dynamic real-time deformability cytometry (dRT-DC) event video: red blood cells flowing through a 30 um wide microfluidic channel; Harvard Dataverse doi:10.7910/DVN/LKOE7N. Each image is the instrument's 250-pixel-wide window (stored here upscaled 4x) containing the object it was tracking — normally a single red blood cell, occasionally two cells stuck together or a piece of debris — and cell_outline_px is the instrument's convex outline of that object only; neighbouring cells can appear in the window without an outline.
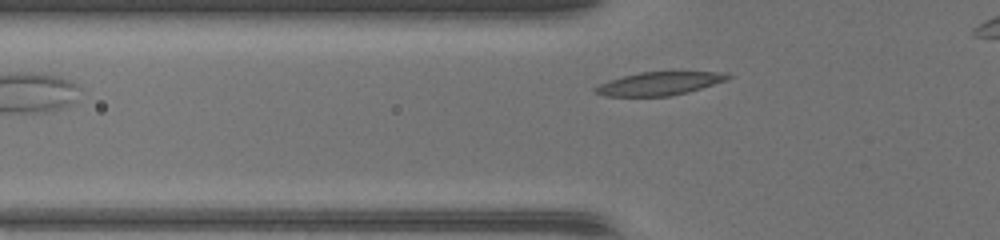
{"species": "common noctule bat (a hibernating species)", "species_latin": "Nyctalus noctula", "temperature_condition": "warm", "stored_images_in_passage": 21, "camera_frame_rate_fps": 3000, "um_per_image_px": 0.085, "animal": {"sex": "female", "body_mass_g": 17.0, "forearm_length_mm": 48.0}, "frame": {"image": 1, "passage_image": 2, "time_ms": 0.333, "image_size_px": [1000, 240], "cell_outline_px": [[732, 76], [724, 80], [700, 88], [668, 96], [608, 96], [592, 92], [592, 88], [600, 84], [624, 76], [640, 72], [712, 72]], "centroid_in_image_um": [55.92, 7.11], "position_along_channel_um": 69.9, "area_um2": 17.28}}
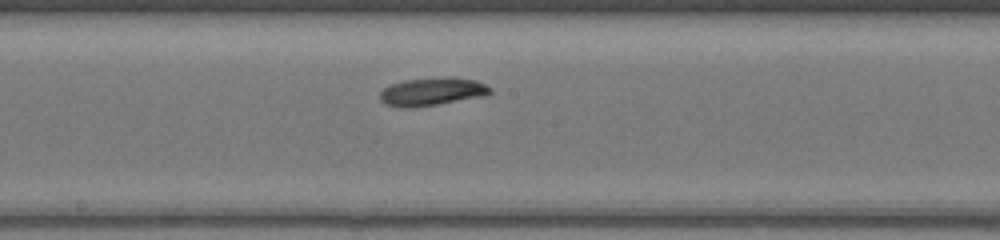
{"frame": {"image": 2, "passage_image": 12, "time_ms": 3.667, "image_size_px": [1000, 240], "cell_outline_px": [[492, 92], [476, 96], [436, 104], [408, 108], [400, 108], [388, 104], [380, 100], [380, 92], [384, 88], [392, 84], [408, 80], [476, 80], [492, 88]], "centroid_in_image_um": [36.62, 7.83], "position_along_channel_um": 211.6, "area_um2": 16.47}}
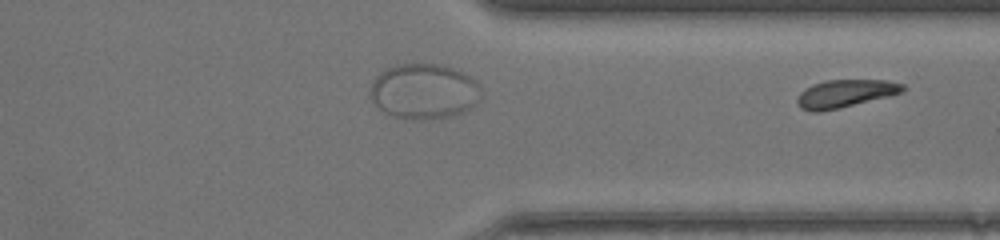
{"frame": {"image": 3, "passage_image": 21, "time_ms": 6.667, "image_size_px": [1000, 240], "cell_outline_px": [[904, 88], [900, 92], [820, 112], [812, 112], [800, 108], [796, 100], [800, 92], [816, 84], [828, 80], [884, 80], [904, 84]], "centroid_in_image_um": [71.77, 7.95], "position_along_channel_um": 339.6, "area_um2": 16.3}}